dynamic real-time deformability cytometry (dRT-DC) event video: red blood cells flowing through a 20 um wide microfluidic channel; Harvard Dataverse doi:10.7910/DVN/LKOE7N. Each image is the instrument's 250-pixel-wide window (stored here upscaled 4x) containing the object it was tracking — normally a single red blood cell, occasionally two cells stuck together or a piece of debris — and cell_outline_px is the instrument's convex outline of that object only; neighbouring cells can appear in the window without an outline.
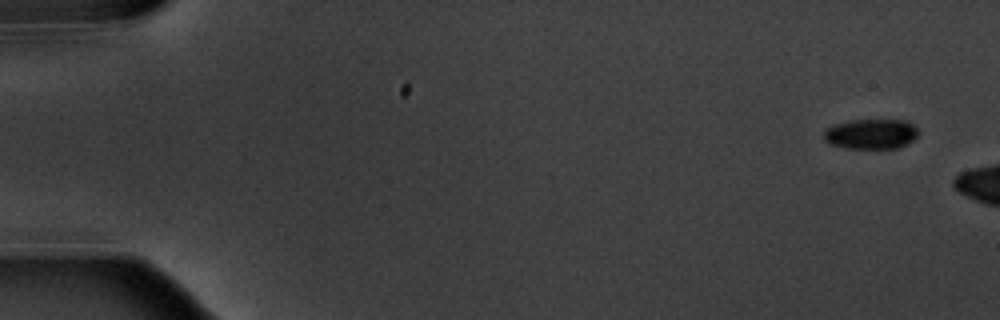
{"species": "common noctule bat (a hibernating species)", "species_latin": "Nyctalus noctula", "temperature_condition": "warm", "stored_images_in_passage": 3, "camera_frame_rate_fps": 3000, "um_per_image_px": 0.085, "animal": {"sex": "male", "body_mass_g": 20.1, "forearm_length_mm": 53.5}, "frame": {"image": 1, "passage_image": 1, "time_ms": 0.0, "image_size_px": [1000, 320], "cell_outline_px": [[920, 132], [912, 140], [900, 148], [848, 148], [832, 144], [824, 140], [824, 128], [832, 124], [848, 120], [904, 120], [912, 124]], "centroid_in_image_um": [74.01, 11.37], "position_along_channel_um": 11.0, "area_um2": 16.65}}